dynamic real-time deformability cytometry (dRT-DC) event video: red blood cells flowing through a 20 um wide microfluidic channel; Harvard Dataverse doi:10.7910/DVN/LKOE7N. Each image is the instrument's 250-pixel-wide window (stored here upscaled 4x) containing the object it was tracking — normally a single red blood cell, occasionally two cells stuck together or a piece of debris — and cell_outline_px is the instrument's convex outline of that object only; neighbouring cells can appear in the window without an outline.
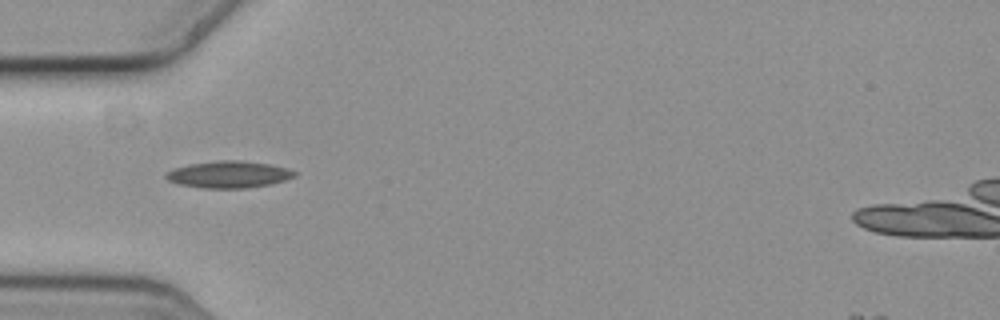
{"species": "common noctule bat (a hibernating species)", "species_latin": "Nyctalus noctula", "temperature_condition": "cold", "stored_images_in_passage": 40, "camera_frame_rate_fps": 3000, "um_per_image_px": 0.085, "animal": {"sex": "female", "body_mass_g": 19.3, "forearm_length_mm": 54.1}, "frame": {"image": 1, "passage_image": 1, "time_ms": 0.0, "image_size_px": [1000, 320], "cell_outline_px": [[296, 176], [272, 184], [248, 188], [204, 188], [180, 184], [168, 180], [164, 176], [168, 172], [176, 168], [188, 164], [216, 160], [240, 160], [268, 164], [288, 168], [296, 172]], "centroid_in_image_um": [19.47, 14.82], "position_along_channel_um": 65.5, "area_um2": 20.06}}
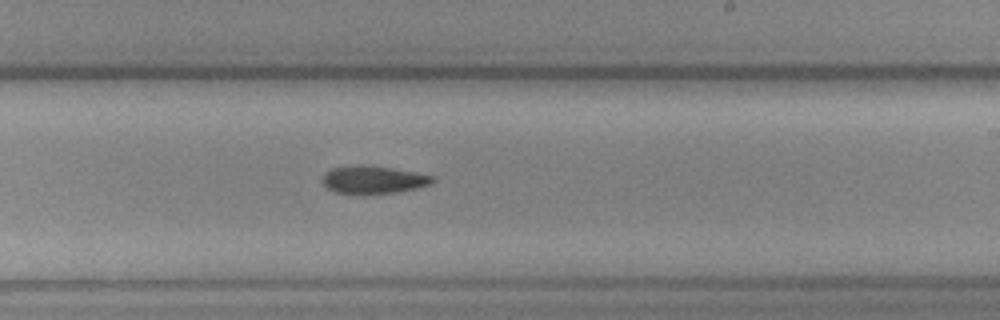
{"frame": {"image": 2, "passage_image": 17, "time_ms": 5.333, "image_size_px": [1000, 320], "cell_outline_px": [[436, 180], [432, 184], [416, 188], [396, 192], [332, 192], [320, 180], [324, 172], [332, 168], [360, 164], [368, 164], [416, 172], [436, 176]], "centroid_in_image_um": [31.75, 15.23], "position_along_channel_um": 257.2, "area_um2": 17.74}}
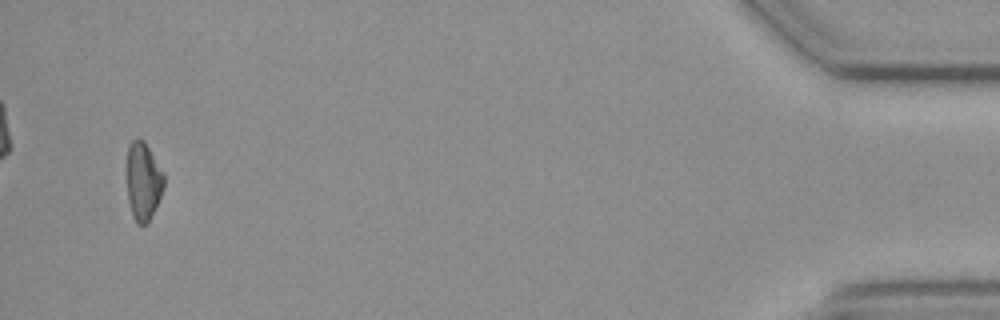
{"frame": {"image": 3, "passage_image": 38, "time_ms": 12.333, "image_size_px": [1000, 320], "cell_outline_px": [[164, 188], [148, 224], [136, 224], [132, 216], [128, 200], [128, 144], [132, 140], [144, 140], [164, 172]], "centroid_in_image_um": [12.19, 15.43], "position_along_channel_um": 423.0, "area_um2": 16.82}}